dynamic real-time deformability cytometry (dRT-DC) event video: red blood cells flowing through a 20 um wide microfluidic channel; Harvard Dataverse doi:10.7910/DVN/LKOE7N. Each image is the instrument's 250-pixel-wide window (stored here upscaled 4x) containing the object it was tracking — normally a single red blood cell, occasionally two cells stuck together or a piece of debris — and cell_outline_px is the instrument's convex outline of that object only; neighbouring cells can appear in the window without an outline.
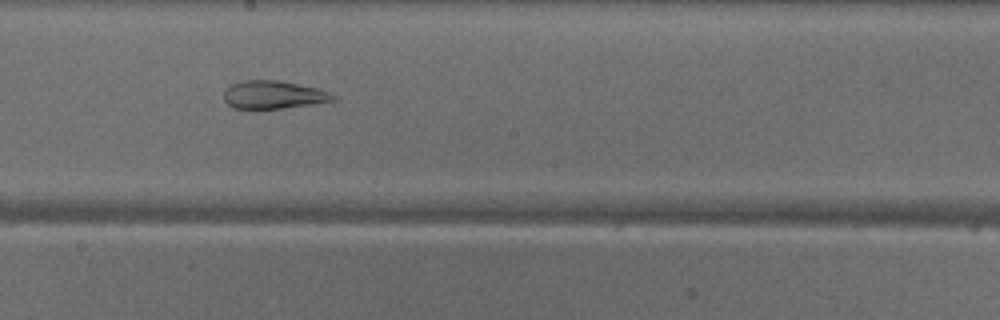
{"species": "common noctule bat (a hibernating species)", "species_latin": "Nyctalus noctula", "temperature_condition": "warm", "stored_images_in_passage": 48, "camera_frame_rate_fps": 3000, "um_per_image_px": 0.085, "animal": {"sex": "male", "body_mass_g": 18.8}, "frame": {"image": 1, "passage_image": 26, "time_ms": 8.333, "image_size_px": [1000, 320], "cell_outline_px": [[336, 100], [284, 108], [256, 112], [236, 108], [228, 104], [224, 100], [224, 88], [232, 84], [244, 80], [276, 80], [320, 88], [336, 96]], "centroid_in_image_um": [23.19, 8.09], "position_along_channel_um": 225.0, "area_um2": 18.38}}
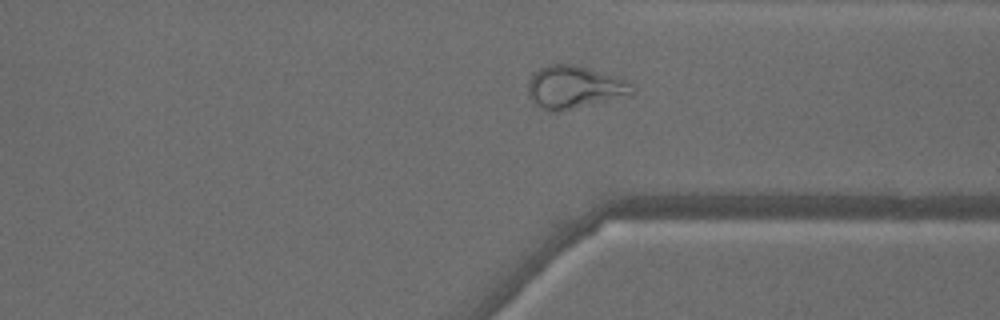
{"frame": {"image": 2, "passage_image": 36, "time_ms": 11.667, "image_size_px": [1000, 320], "cell_outline_px": [[632, 92], [560, 112], [548, 112], [536, 104], [528, 96], [528, 80], [540, 68], [552, 64], [572, 64], [588, 68], [616, 76], [628, 80]], "centroid_in_image_um": [48.71, 7.4], "position_along_channel_um": 362.7, "area_um2": 25.09}}
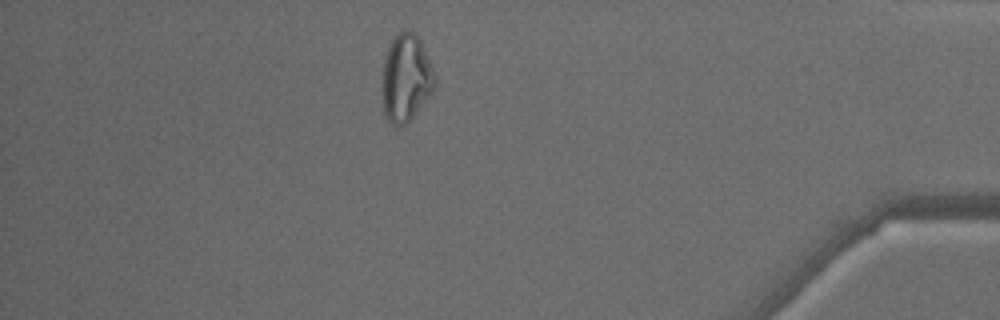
{"frame": {"image": 3, "passage_image": 42, "time_ms": 13.667, "image_size_px": [1000, 320], "cell_outline_px": [[436, 88], [412, 116], [404, 124], [396, 128], [388, 120], [384, 112], [380, 88], [384, 56], [392, 36], [396, 32], [404, 28], [412, 32], [420, 40], [432, 64], [436, 76]], "centroid_in_image_um": [34.48, 6.59], "position_along_channel_um": 400.7, "area_um2": 27.51}, "authors_computed_cell_mechanics": {"area_um2": 26.4435, "velocity_mm_per_s": 4.1458, "shape_relaxation_time_tau1_ms": null, "shape_relaxation_time_tau2_ms": 1.8532, "deformation_change_tau1": null, "deformation_change_tau2": 0.097}}